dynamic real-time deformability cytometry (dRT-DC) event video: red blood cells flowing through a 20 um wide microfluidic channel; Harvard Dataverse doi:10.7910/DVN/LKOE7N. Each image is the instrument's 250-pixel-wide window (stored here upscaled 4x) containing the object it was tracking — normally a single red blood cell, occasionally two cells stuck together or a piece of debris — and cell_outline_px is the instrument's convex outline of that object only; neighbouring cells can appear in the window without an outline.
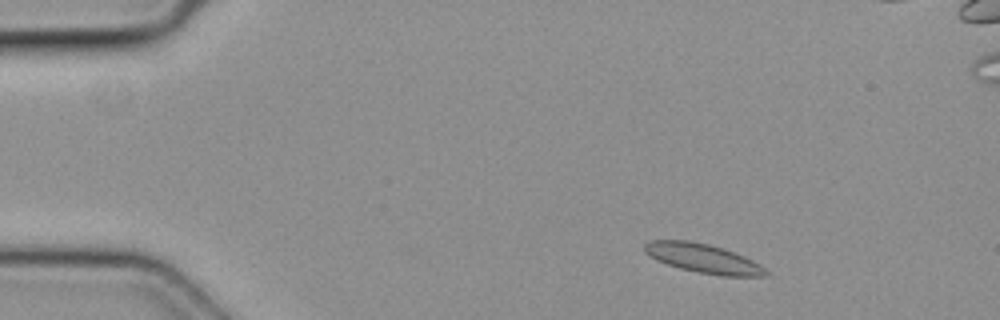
{"species": "common noctule bat (a hibernating species)", "species_latin": "Nyctalus noctula", "temperature_condition": "cold", "stored_images_in_passage": 48, "camera_frame_rate_fps": 3000, "um_per_image_px": 0.085, "animal": {"sex": "female", "body_mass_g": 19.3, "forearm_length_mm": 54.1}, "frame": {"image": 1, "passage_image": 5, "time_ms": 1.333, "image_size_px": [1000, 320], "cell_outline_px": [[768, 276], [720, 276], [696, 272], [680, 268], [656, 260], [648, 256], [644, 252], [644, 244], [648, 240], [688, 240], [708, 244], [724, 248], [744, 256], [760, 264], [768, 272]], "centroid_in_image_um": [59.74, 21.96], "position_along_channel_um": 25.3, "area_um2": 20.75}}
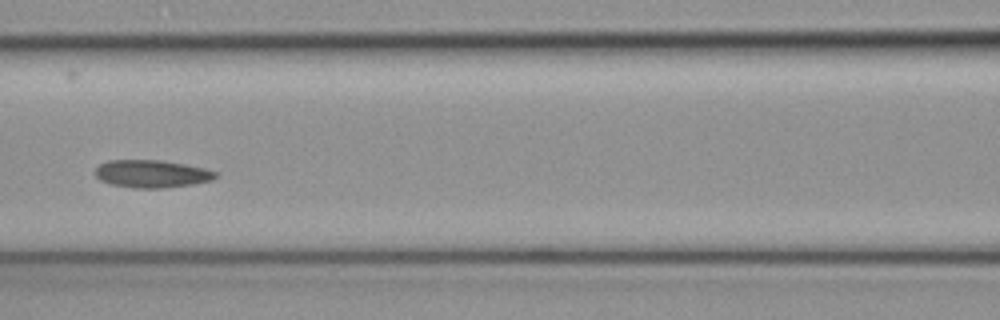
{"frame": {"image": 2, "passage_image": 20, "time_ms": 6.333, "image_size_px": [1000, 320], "cell_outline_px": [[220, 176], [212, 180], [192, 184], [164, 188], [136, 188], [108, 184], [100, 180], [96, 176], [96, 168], [100, 164], [108, 160], [160, 160], [184, 164], [204, 168], [216, 172]], "centroid_in_image_um": [12.9, 14.77], "position_along_channel_um": 153.7, "area_um2": 19.42}}
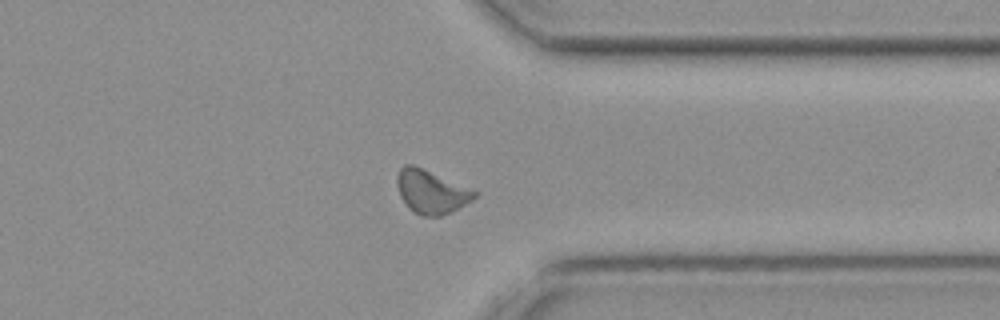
{"frame": {"image": 3, "passage_image": 36, "time_ms": 11.667, "image_size_px": [1000, 320], "cell_outline_px": [[480, 192], [472, 200], [440, 216], [420, 216], [408, 208], [400, 196], [396, 184], [396, 176], [400, 168], [404, 164], [412, 164]], "centroid_in_image_um": [36.61, 16.29], "position_along_channel_um": 374.8, "area_um2": 19.48}}